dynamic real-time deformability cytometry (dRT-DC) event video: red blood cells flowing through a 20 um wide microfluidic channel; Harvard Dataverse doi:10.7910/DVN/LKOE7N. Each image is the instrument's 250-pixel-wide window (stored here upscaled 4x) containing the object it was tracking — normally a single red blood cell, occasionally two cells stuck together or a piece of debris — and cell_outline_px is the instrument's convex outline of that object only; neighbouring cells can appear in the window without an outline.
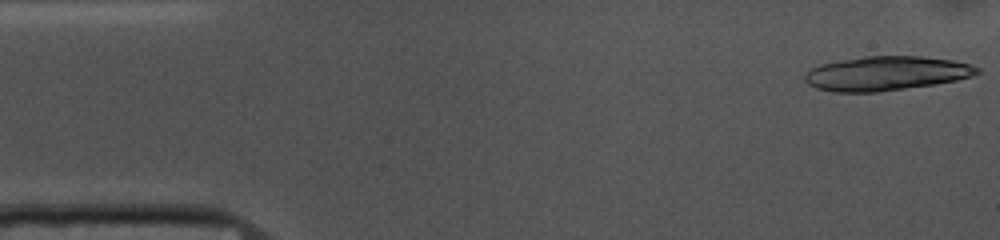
{"species": "common noctule bat (a hibernating species)", "species_latin": "Nyctalus noctula", "temperature_condition": "cold", "stored_images_in_passage": 14, "camera_frame_rate_fps": 3000, "um_per_image_px": 0.085, "animal": {"sex": "female", "body_mass_g": 10.0, "forearm_length_mm": 53.1}, "frame": {"image": 1, "passage_image": 1, "time_ms": 0.0, "image_size_px": [1000, 240], "cell_outline_px": [[980, 72], [972, 76], [956, 80], [936, 84], [876, 92], [832, 92], [816, 88], [808, 84], [804, 80], [804, 72], [820, 64], [840, 60], [864, 56], [920, 56], [952, 60], [968, 64], [980, 68]], "centroid_in_image_um": [75.29, 6.24], "position_along_channel_um": 9.7, "area_um2": 34.45}}